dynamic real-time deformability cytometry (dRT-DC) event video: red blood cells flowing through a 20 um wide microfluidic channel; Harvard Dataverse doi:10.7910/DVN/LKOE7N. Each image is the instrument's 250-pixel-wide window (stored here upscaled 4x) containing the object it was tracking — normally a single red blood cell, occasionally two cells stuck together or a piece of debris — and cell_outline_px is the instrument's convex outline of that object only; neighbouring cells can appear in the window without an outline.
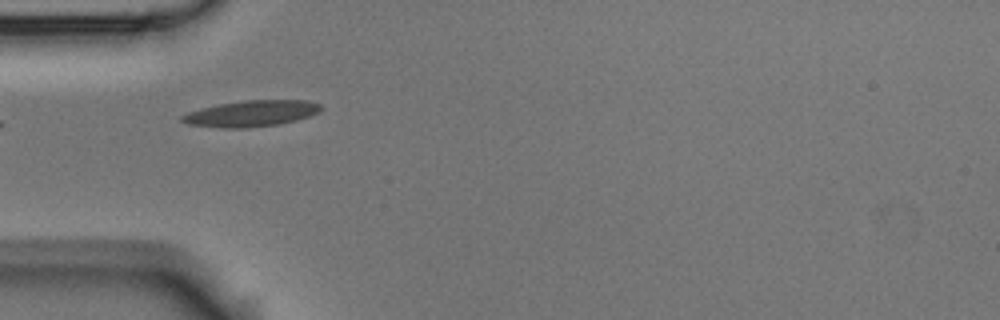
{"species": "Egyptian fruit bat (a non-hibernating species)", "species_latin": "Rousettus aegyptiacus", "temperature_condition": "room temperature", "stored_images_in_passage": 4, "camera_frame_rate_fps": 3000, "um_per_image_px": 0.085, "animal": {"sex": "male"}, "frame": {"image": 1, "passage_image": 2, "time_ms": 0.333, "image_size_px": [1000, 320], "cell_outline_px": [[324, 108], [320, 112], [296, 120], [276, 124], [244, 128], [220, 128], [188, 124], [180, 120], [180, 116], [188, 112], [200, 108], [220, 104], [244, 100], [304, 100], [320, 104]], "centroid_in_image_um": [21.34, 9.64], "position_along_channel_um": 63.7, "area_um2": 21.1}}
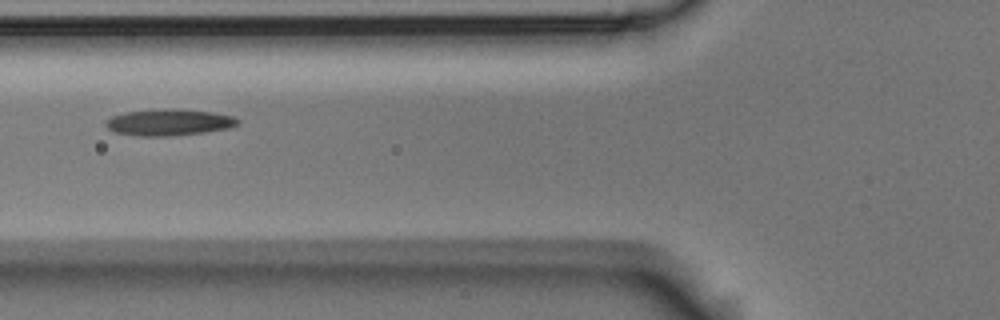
{"frame": {"image": 2, "passage_image": 3, "time_ms": 0.667, "image_size_px": [1000, 320], "cell_outline_px": [[240, 120], [236, 124], [228, 128], [204, 132], [168, 136], [140, 136], [116, 132], [108, 128], [104, 124], [112, 116], [124, 112], [156, 108], [180, 108], [212, 112], [232, 116]], "centroid_in_image_um": [14.34, 10.37], "position_along_channel_um": 111.5, "area_um2": 20.4}}
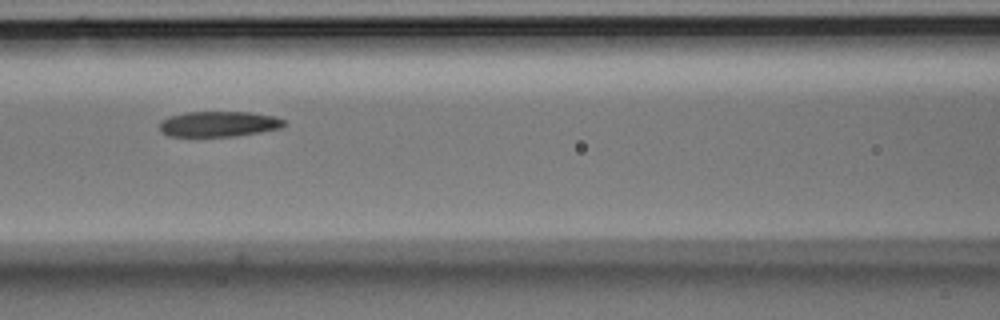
{"frame": {"image": 3, "passage_image": 4, "time_ms": 1.0, "image_size_px": [1000, 320], "cell_outline_px": [[288, 124], [284, 128], [236, 136], [168, 136], [160, 132], [160, 120], [168, 116], [184, 112], [252, 112], [276, 116], [284, 120]], "centroid_in_image_um": [18.62, 10.53], "position_along_channel_um": 148.0, "area_um2": 18.84}}